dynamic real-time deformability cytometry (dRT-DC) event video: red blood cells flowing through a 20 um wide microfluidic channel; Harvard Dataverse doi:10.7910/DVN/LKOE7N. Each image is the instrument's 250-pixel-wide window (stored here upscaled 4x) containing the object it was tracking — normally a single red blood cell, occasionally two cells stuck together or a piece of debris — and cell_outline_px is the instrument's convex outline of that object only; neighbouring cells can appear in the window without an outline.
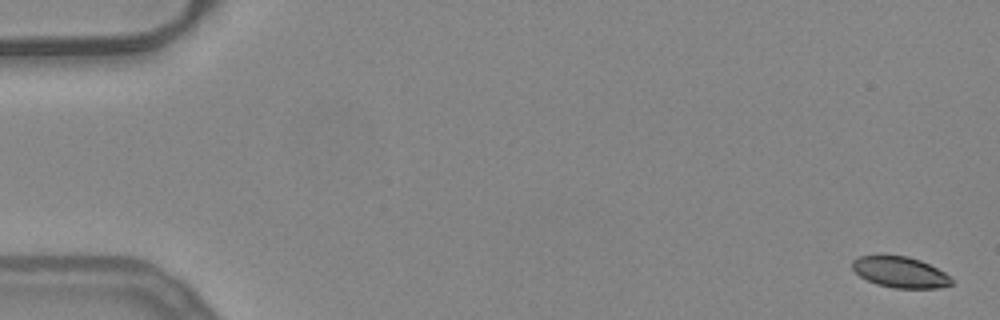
{"species": "common noctule bat (a hibernating species)", "species_latin": "Nyctalus noctula", "temperature_condition": "warm", "stored_images_in_passage": 53, "camera_frame_rate_fps": 3000, "um_per_image_px": 0.085, "animal": {"sex": "female", "body_mass_g": 24.6, "forearm_length_mm": 56.2}, "frame": {"image": 1, "passage_image": 1, "time_ms": 0.0, "image_size_px": [1000, 320], "cell_outline_px": [[952, 284], [940, 288], [892, 288], [876, 284], [860, 276], [852, 268], [852, 260], [860, 256], [908, 256], [920, 260], [944, 272], [952, 280]], "centroid_in_image_um": [76.51, 23.14], "position_along_channel_um": 8.5, "area_um2": 17.69}}
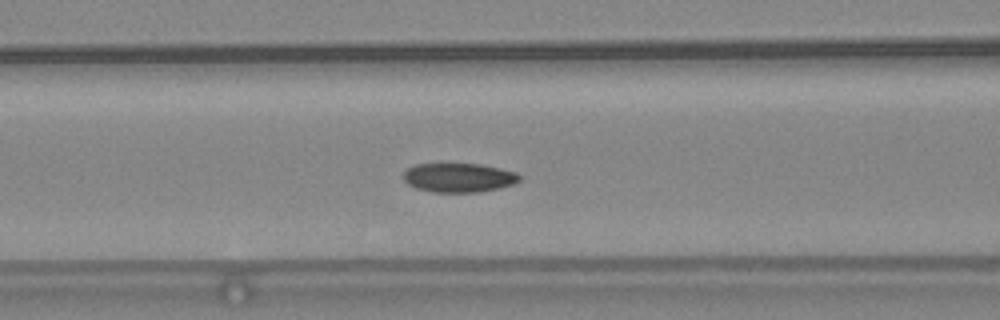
{"frame": {"image": 2, "passage_image": 22, "time_ms": 7.0, "image_size_px": [1000, 320], "cell_outline_px": [[520, 180], [512, 184], [500, 188], [476, 192], [432, 192], [416, 188], [408, 184], [404, 180], [404, 172], [408, 168], [416, 164], [480, 164], [500, 168], [516, 172], [520, 176]], "centroid_in_image_um": [38.99, 15.1], "position_along_channel_um": 127.6, "area_um2": 19.59}}
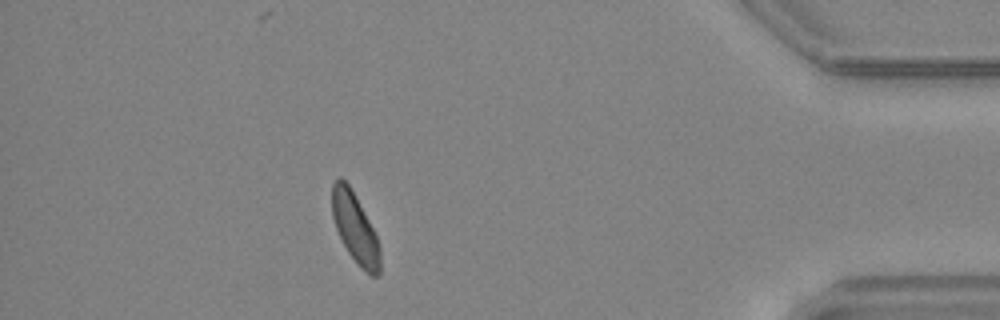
{"frame": {"image": 3, "passage_image": 47, "time_ms": 15.333, "image_size_px": [1000, 320], "cell_outline_px": [[380, 276], [372, 276], [360, 268], [348, 252], [336, 228], [332, 216], [332, 184], [340, 176], [348, 184], [356, 196], [376, 236], [380, 248]], "centroid_in_image_um": [30.18, 19.41], "position_along_channel_um": 405.0, "area_um2": 19.31}, "authors_computed_cell_mechanics": {"area_um2": 19.941, "velocity_mm_per_s": 3.8965, "shape_relaxation_time_tau1_ms": 3.2658, "shape_relaxation_time_tau2_ms": 3.9119, "deformation_change_tau1": 0.0898, "deformation_change_tau2": 0.0796}}